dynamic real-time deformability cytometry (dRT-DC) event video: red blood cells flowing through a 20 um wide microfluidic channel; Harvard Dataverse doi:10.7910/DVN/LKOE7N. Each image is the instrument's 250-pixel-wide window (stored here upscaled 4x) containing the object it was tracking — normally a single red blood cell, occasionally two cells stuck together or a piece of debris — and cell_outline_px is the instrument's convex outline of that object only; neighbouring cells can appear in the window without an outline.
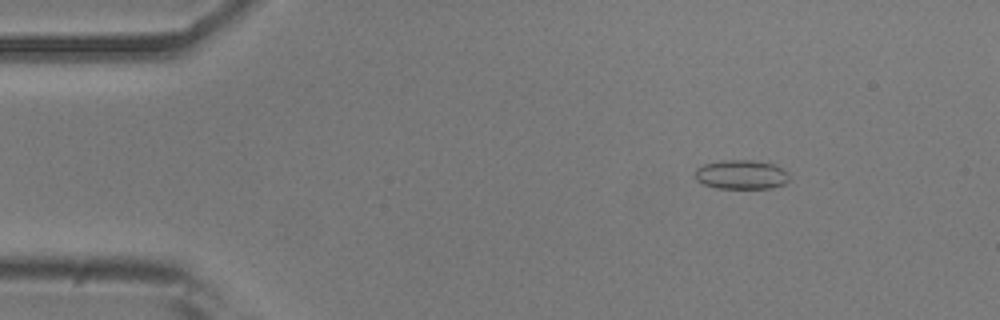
{"species": "common noctule bat (a hibernating species)", "species_latin": "Nyctalus noctula", "temperature_condition": "room temperature", "stored_images_in_passage": 48, "camera_frame_rate_fps": 3000, "um_per_image_px": 0.085, "animal": {"sex": "male", "body_mass_g": 20.5, "forearm_length_mm": 52.5}, "frame": {"image": 1, "passage_image": 1, "time_ms": 0.0, "image_size_px": [1000, 320], "cell_outline_px": [[788, 180], [784, 184], [772, 188], [716, 188], [704, 184], [696, 180], [696, 168], [704, 164], [728, 160], [752, 160], [772, 164], [788, 172]], "centroid_in_image_um": [63.01, 14.85], "position_along_channel_um": 22.0, "area_um2": 15.84}}
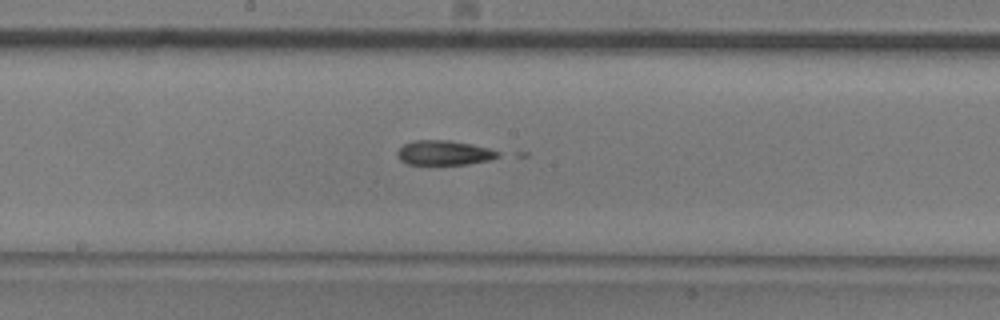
{"frame": {"image": 2, "passage_image": 22, "time_ms": 7.0, "image_size_px": [1000, 320], "cell_outline_px": [[500, 156], [488, 160], [468, 164], [408, 164], [400, 160], [396, 152], [404, 144], [416, 140], [448, 140], [472, 144], [488, 148], [500, 152]], "centroid_in_image_um": [37.75, 12.98], "position_along_channel_um": 210.5, "area_um2": 14.33}}
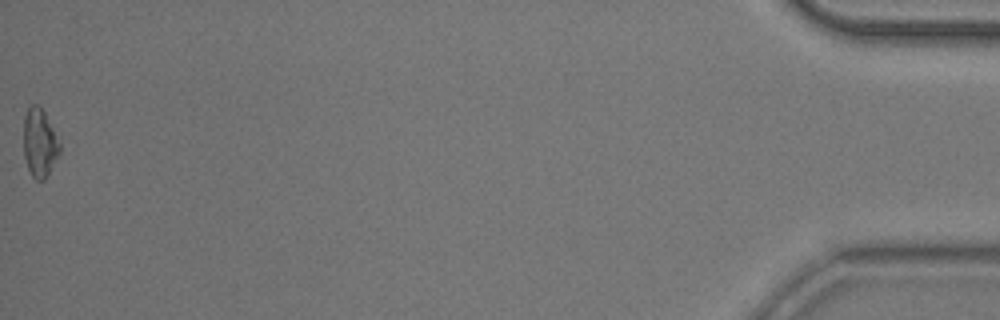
{"frame": {"image": 3, "passage_image": 48, "time_ms": 15.667, "image_size_px": [1000, 320], "cell_outline_px": [[60, 152], [44, 180], [36, 180], [32, 176], [28, 168], [24, 156], [24, 116], [28, 108], [32, 104], [36, 104], [44, 112], [60, 144]], "centroid_in_image_um": [3.35, 12.16], "position_along_channel_um": 431.9, "area_um2": 14.05}}